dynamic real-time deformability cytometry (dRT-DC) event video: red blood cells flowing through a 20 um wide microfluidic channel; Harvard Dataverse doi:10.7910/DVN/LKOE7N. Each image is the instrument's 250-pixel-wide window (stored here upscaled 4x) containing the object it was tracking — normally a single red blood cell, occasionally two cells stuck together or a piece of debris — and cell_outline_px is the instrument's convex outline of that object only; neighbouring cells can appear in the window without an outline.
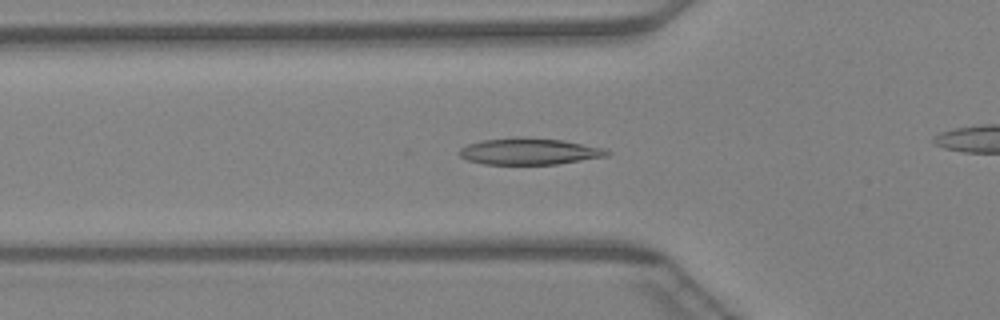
{"species": "Egyptian fruit bat (a non-hibernating species)", "species_latin": "Rousettus aegyptiacus", "temperature_condition": "warm", "stored_images_in_passage": 34, "camera_frame_rate_fps": 3000, "um_per_image_px": 0.085, "animal": {"sex": "female"}, "frame": {"image": 1, "passage_image": 12, "time_ms": 3.667, "image_size_px": [1000, 320], "cell_outline_px": [[612, 152], [608, 156], [556, 164], [484, 164], [468, 160], [460, 156], [460, 148], [468, 144], [480, 140], [520, 136], [524, 136], [564, 140], [608, 148]], "centroid_in_image_um": [45.05, 12.85], "position_along_channel_um": 80.8, "area_um2": 23.18}}
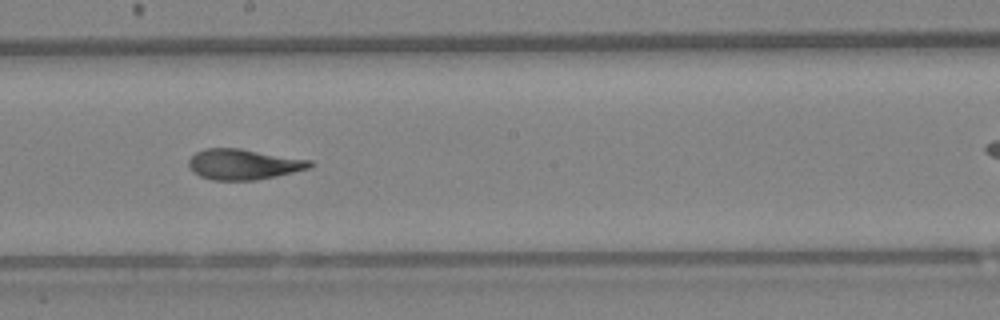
{"frame": {"image": 2, "passage_image": 22, "time_ms": 7.0, "image_size_px": [1000, 320], "cell_outline_px": [[316, 164], [308, 168], [276, 176], [256, 180], [212, 180], [200, 176], [192, 172], [188, 164], [188, 160], [196, 152], [204, 148], [240, 148], [312, 160]], "centroid_in_image_um": [20.69, 13.96], "position_along_channel_um": 227.5, "area_um2": 21.68}}
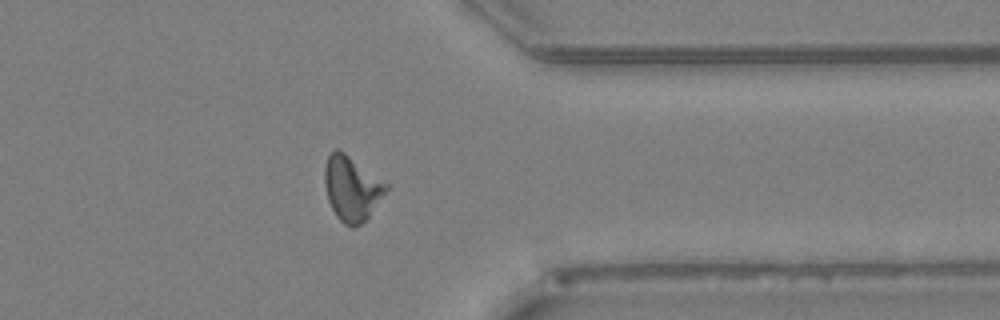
{"frame": {"image": 3, "passage_image": 33, "time_ms": 10.667, "image_size_px": [1000, 320], "cell_outline_px": [[388, 188], [368, 216], [360, 224], [352, 228], [344, 224], [336, 216], [328, 200], [324, 184], [324, 168], [328, 156], [336, 148], [344, 152], [388, 184]], "centroid_in_image_um": [29.86, 16.01], "position_along_channel_um": 381.5, "area_um2": 22.77}}